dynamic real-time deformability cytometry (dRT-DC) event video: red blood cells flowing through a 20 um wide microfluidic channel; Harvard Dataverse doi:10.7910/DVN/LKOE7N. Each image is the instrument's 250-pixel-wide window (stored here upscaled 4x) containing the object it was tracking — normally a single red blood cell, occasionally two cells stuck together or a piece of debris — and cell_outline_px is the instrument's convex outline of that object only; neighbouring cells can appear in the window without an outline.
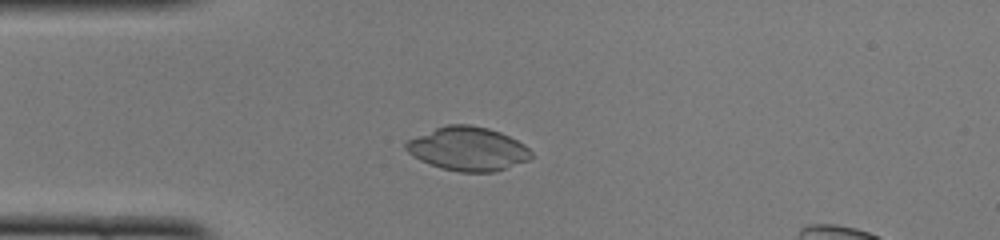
{"species": "common noctule bat (a hibernating species)", "species_latin": "Nyctalus noctula", "temperature_condition": "cold", "stored_images_in_passage": 40, "camera_frame_rate_fps": 3000, "um_per_image_px": 0.085, "animal": {"sex": "female", "body_mass_g": 22.0, "forearm_length_mm": 56.7}, "frame": {"image": 1, "passage_image": 5, "time_ms": 1.333, "image_size_px": [1000, 240], "cell_outline_px": [[532, 156], [528, 160], [492, 172], [460, 172], [440, 168], [420, 160], [412, 156], [404, 148], [404, 144], [408, 140], [416, 136], [436, 128], [448, 124], [468, 124], [488, 128], [500, 132], [524, 144], [532, 152]], "centroid_in_image_um": [39.74, 12.65], "position_along_channel_um": 45.3, "area_um2": 31.73}}
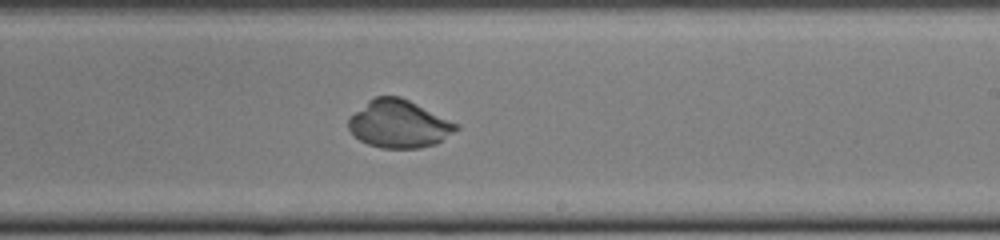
{"frame": {"image": 2, "passage_image": 22, "time_ms": 7.0, "image_size_px": [1000, 240], "cell_outline_px": [[460, 128], [436, 144], [420, 148], [380, 148], [368, 144], [360, 140], [348, 128], [348, 120], [368, 100], [376, 96], [400, 96], [460, 124]], "centroid_in_image_um": [33.94, 10.54], "position_along_channel_um": 255.1, "area_um2": 29.82}}
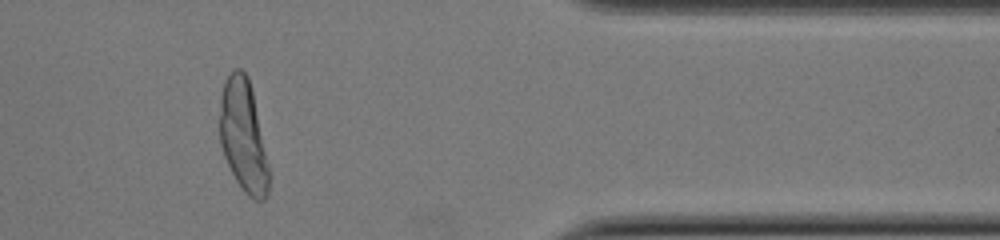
{"frame": {"image": 3, "passage_image": 34, "time_ms": 11.0, "image_size_px": [1000, 240], "cell_outline_px": [[268, 196], [264, 200], [256, 200], [248, 196], [244, 192], [236, 180], [224, 156], [220, 144], [220, 96], [224, 80], [236, 68], [240, 68], [248, 76], [252, 92], [268, 164]], "centroid_in_image_um": [20.66, 11.56], "position_along_channel_um": 390.7, "area_um2": 31.67}}